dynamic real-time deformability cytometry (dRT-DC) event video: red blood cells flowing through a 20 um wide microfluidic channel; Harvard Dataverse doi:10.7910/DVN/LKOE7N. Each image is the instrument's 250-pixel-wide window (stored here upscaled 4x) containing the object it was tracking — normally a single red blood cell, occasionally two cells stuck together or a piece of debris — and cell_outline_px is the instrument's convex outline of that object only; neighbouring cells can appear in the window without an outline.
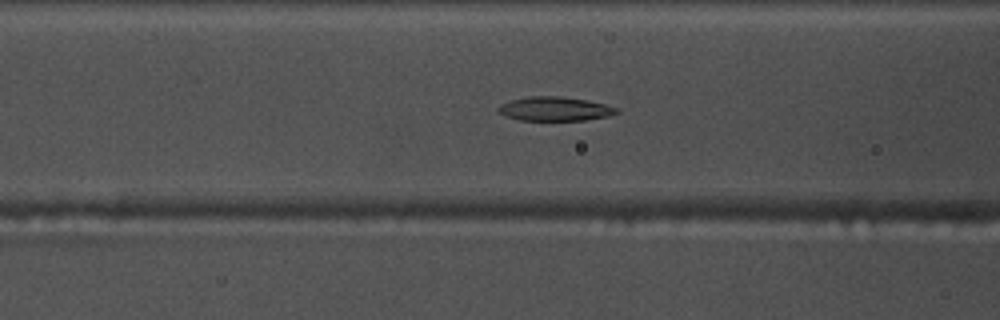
{"species": "common noctule bat (a hibernating species)", "species_latin": "Nyctalus noctula", "temperature_condition": "warm", "stored_images_in_passage": 41, "camera_frame_rate_fps": 3000, "um_per_image_px": 0.085, "animal": {"sex": "male", "body_mass_g": 17.5, "forearm_length_mm": 52.3}, "frame": {"image": 1, "passage_image": 8, "time_ms": 2.333, "image_size_px": [1000, 320], "cell_outline_px": [[620, 112], [608, 116], [584, 120], [520, 120], [504, 116], [496, 108], [500, 104], [512, 100], [528, 96], [556, 96], [584, 100], [604, 104], [620, 108]], "centroid_in_image_um": [47.15, 9.26], "position_along_channel_um": 119.4, "area_um2": 16.47}}
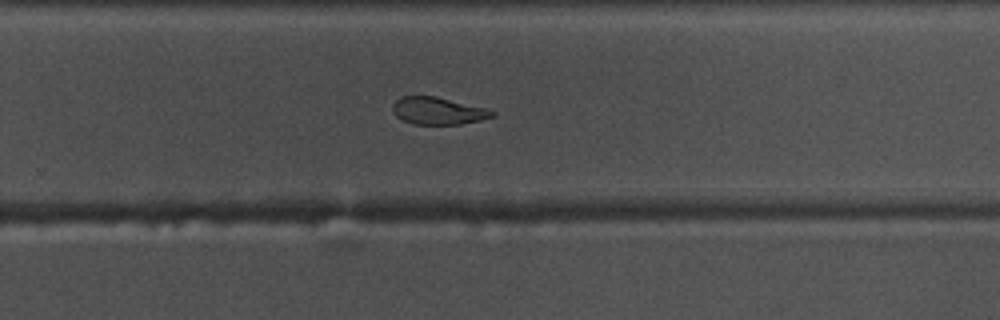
{"frame": {"image": 2, "passage_image": 22, "time_ms": 7.0, "image_size_px": [1000, 320], "cell_outline_px": [[496, 116], [480, 120], [460, 124], [416, 124], [404, 120], [396, 116], [392, 112], [392, 104], [400, 96], [436, 96], [488, 108], [496, 112]], "centroid_in_image_um": [37.25, 9.41], "position_along_channel_um": 292.5, "area_um2": 15.95}}
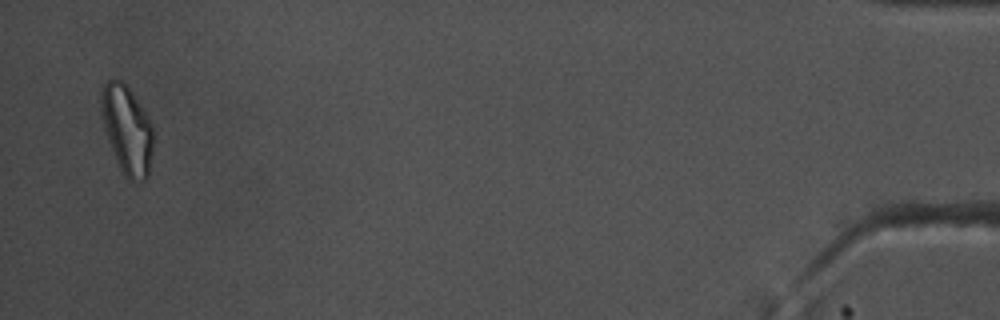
{"frame": {"image": 3, "passage_image": 40, "time_ms": 13.0, "image_size_px": [1000, 320], "cell_outline_px": [[152, 152], [148, 176], [144, 180], [132, 180], [124, 176], [116, 160], [104, 124], [100, 100], [100, 88], [104, 80], [108, 76], [112, 76], [120, 80], [132, 92], [140, 104], [152, 124]], "centroid_in_image_um": [10.78, 10.95], "position_along_channel_um": 424.4, "area_um2": 26.65}, "authors_computed_cell_mechanics": {"area_um2": 16.9932, "velocity_mm_per_s": 3.7182, "shape_relaxation_time_tau1_ms": 3.1711, "shape_relaxation_time_tau2_ms": 3.4834, "deformation_change_tau1": 0.164, "deformation_change_tau2": 0.1027}}